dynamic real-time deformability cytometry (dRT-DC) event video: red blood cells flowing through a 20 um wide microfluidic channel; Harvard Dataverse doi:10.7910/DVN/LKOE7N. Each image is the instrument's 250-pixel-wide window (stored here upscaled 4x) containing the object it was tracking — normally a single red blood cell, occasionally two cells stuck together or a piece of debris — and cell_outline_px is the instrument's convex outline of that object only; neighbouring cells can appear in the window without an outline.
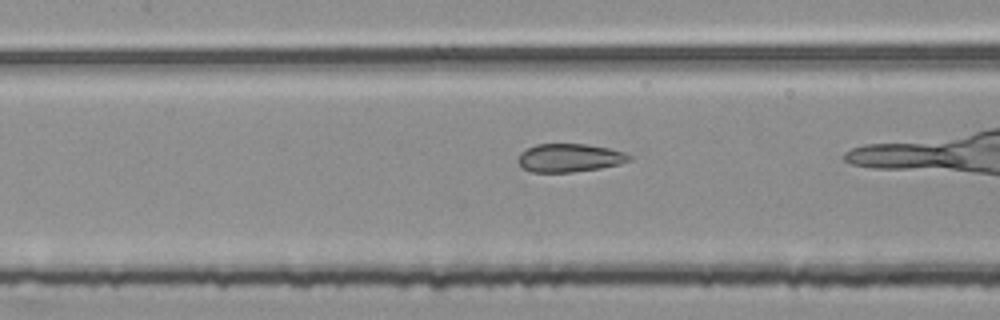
{"species": "common noctule bat (a hibernating species)", "species_latin": "Nyctalus noctula", "temperature_condition": "room temperature", "stored_images_in_passage": 39, "camera_frame_rate_fps": 3000, "um_per_image_px": 0.085, "animal": {"sex": "female", "body_mass_g": 25.1}, "frame": {"image": 1, "passage_image": 21, "time_ms": 6.667, "image_size_px": [1000, 320], "cell_outline_px": [[632, 160], [620, 164], [600, 168], [572, 172], [532, 172], [524, 168], [516, 160], [520, 152], [536, 144], [588, 144], [608, 148], [624, 152], [632, 156]], "centroid_in_image_um": [48.42, 13.41], "position_along_channel_um": 159.0, "area_um2": 18.38}}
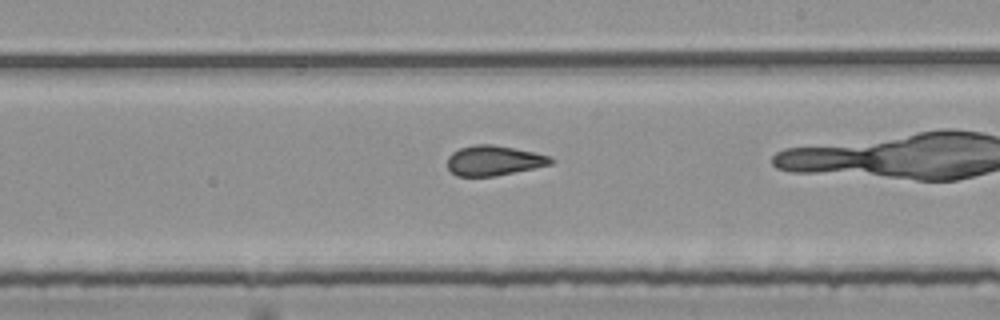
{"frame": {"image": 2, "passage_image": 28, "time_ms": 9.0, "image_size_px": [1000, 320], "cell_outline_px": [[556, 160], [552, 164], [496, 176], [456, 176], [448, 168], [448, 156], [452, 152], [460, 148], [476, 144], [492, 144], [532, 152], [548, 156]], "centroid_in_image_um": [41.96, 13.65], "position_along_channel_um": 247.0, "area_um2": 17.92}}
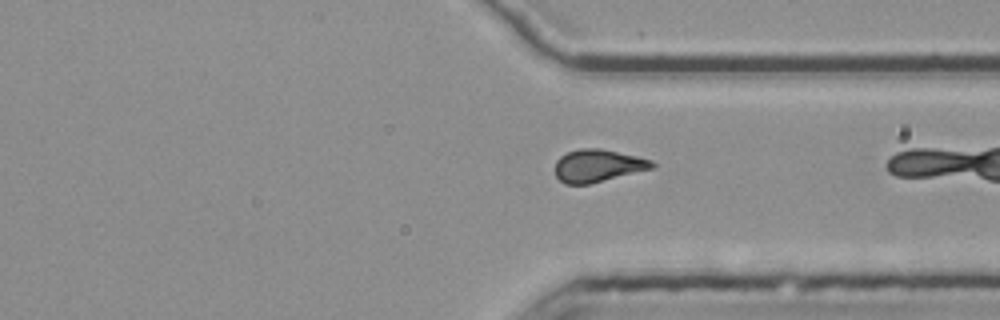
{"frame": {"image": 3, "passage_image": 37, "time_ms": 12.0, "image_size_px": [1000, 320], "cell_outline_px": [[656, 164], [652, 168], [588, 184], [564, 184], [556, 176], [556, 160], [560, 156], [568, 152], [580, 148], [600, 148], [636, 156], [652, 160]], "centroid_in_image_um": [50.79, 14.07], "position_along_channel_um": 360.6, "area_um2": 18.15}}